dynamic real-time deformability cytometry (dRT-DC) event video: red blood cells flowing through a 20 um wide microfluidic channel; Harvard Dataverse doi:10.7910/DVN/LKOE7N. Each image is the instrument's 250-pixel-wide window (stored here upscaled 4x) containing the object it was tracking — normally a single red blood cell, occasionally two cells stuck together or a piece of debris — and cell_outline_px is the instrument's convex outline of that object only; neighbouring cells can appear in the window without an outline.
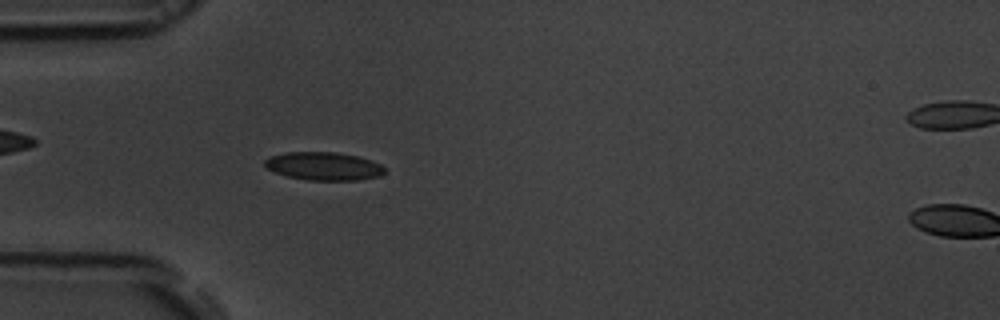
{"species": "common noctule bat (a hibernating species)", "species_latin": "Nyctalus noctula", "temperature_condition": "room temperature", "stored_images_in_passage": 54, "camera_frame_rate_fps": 3000, "um_per_image_px": 0.085, "animal": {"sex": "male", "body_mass_g": 19.5, "forearm_length_mm": 54.6}, "frame": {"image": 1, "passage_image": 16, "time_ms": 5.0, "image_size_px": [1000, 320], "cell_outline_px": [[384, 172], [380, 176], [356, 180], [308, 180], [288, 176], [276, 172], [268, 168], [264, 164], [264, 160], [268, 156], [288, 152], [336, 152], [356, 156], [372, 160], [380, 164], [384, 168]], "centroid_in_image_um": [27.51, 14.12], "position_along_channel_um": 57.5, "area_um2": 19.54}}
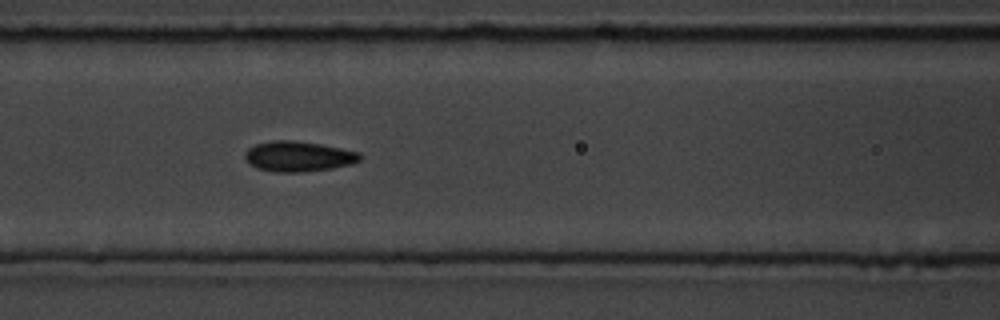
{"frame": {"image": 2, "passage_image": 23, "time_ms": 7.333, "image_size_px": [1000, 320], "cell_outline_px": [[360, 160], [352, 164], [332, 168], [300, 172], [272, 172], [256, 168], [244, 156], [244, 152], [248, 148], [256, 144], [272, 140], [296, 140], [320, 144], [360, 152]], "centroid_in_image_um": [25.35, 13.29], "position_along_channel_um": 141.2, "area_um2": 20.29}}
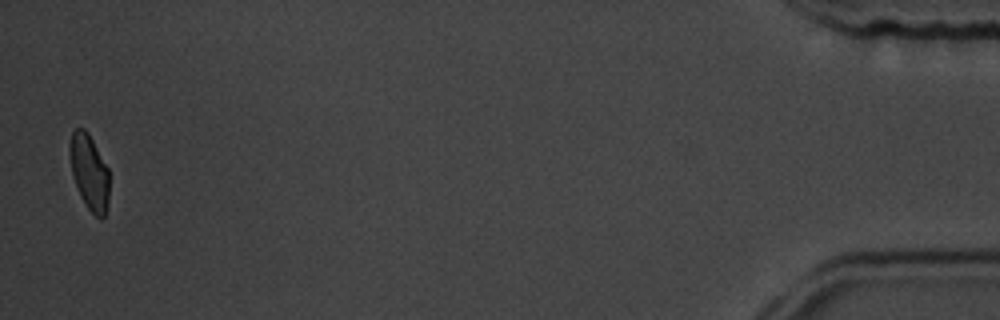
{"frame": {"image": 3, "passage_image": 53, "time_ms": 17.333, "image_size_px": [1000, 320], "cell_outline_px": [[108, 200], [104, 216], [100, 220], [88, 208], [80, 196], [72, 176], [68, 156], [68, 148], [72, 132], [76, 128], [84, 128], [88, 132], [108, 168]], "centroid_in_image_um": [7.55, 14.6], "position_along_channel_um": 427.6, "area_um2": 17.46}, "authors_computed_cell_mechanics": {"area_um2": 19.2185, "velocity_mm_per_s": 3.791, "shape_relaxation_time_tau1_ms": 5.5321, "shape_relaxation_time_tau2_ms": 1.112, "deformation_change_tau1": 0.1215, "deformation_change_tau2": 0.0417}}